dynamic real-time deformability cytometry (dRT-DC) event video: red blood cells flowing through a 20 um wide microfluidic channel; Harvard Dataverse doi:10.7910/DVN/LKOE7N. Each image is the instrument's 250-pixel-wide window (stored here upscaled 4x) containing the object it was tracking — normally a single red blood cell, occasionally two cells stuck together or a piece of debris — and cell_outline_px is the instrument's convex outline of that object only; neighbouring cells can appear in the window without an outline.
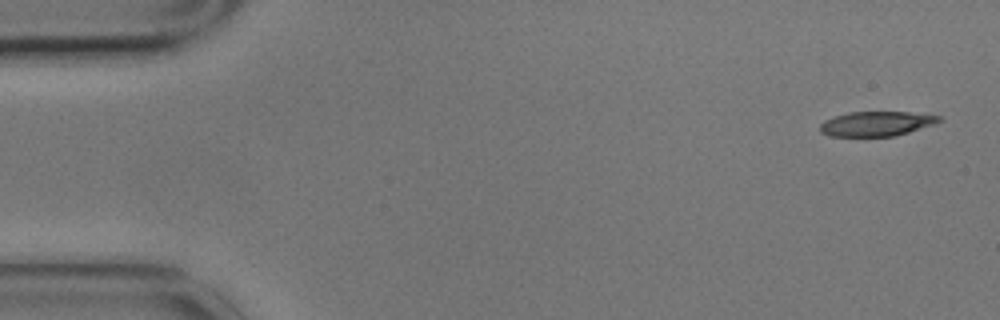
{"species": "common noctule bat (a hibernating species)", "species_latin": "Nyctalus noctula", "temperature_condition": "cold", "stored_images_in_passage": 5, "camera_frame_rate_fps": 3000, "um_per_image_px": 0.085, "animal": {"sex": "male", "body_mass_g": 17.9}, "frame": {"image": 1, "passage_image": 1, "time_ms": 0.0, "image_size_px": [1000, 320], "cell_outline_px": [[944, 120], [936, 124], [896, 136], [828, 136], [820, 132], [820, 124], [824, 120], [832, 116], [848, 112], [908, 112], [940, 116]], "centroid_in_image_um": [74.5, 10.52], "position_along_channel_um": 10.5, "area_um2": 17.34}}
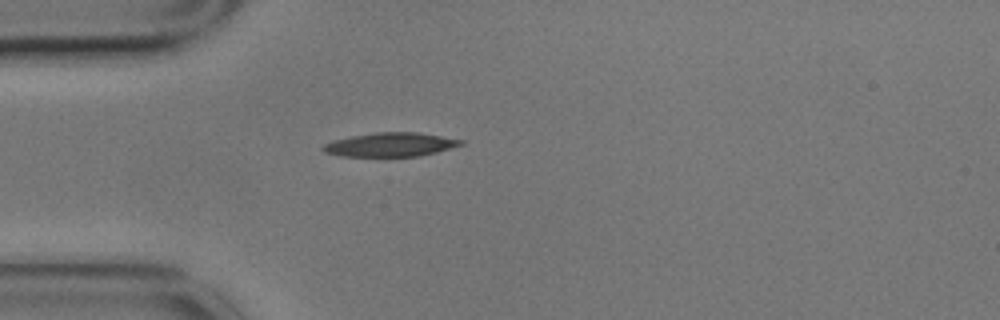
{"frame": {"image": 2, "passage_image": 5, "time_ms": 1.333, "image_size_px": [1000, 320], "cell_outline_px": [[464, 144], [436, 152], [420, 156], [340, 156], [324, 152], [320, 148], [324, 144], [332, 140], [352, 136], [376, 132], [416, 132], [464, 140]], "centroid_in_image_um": [33.16, 12.29], "position_along_channel_um": 51.8, "area_um2": 19.13}}